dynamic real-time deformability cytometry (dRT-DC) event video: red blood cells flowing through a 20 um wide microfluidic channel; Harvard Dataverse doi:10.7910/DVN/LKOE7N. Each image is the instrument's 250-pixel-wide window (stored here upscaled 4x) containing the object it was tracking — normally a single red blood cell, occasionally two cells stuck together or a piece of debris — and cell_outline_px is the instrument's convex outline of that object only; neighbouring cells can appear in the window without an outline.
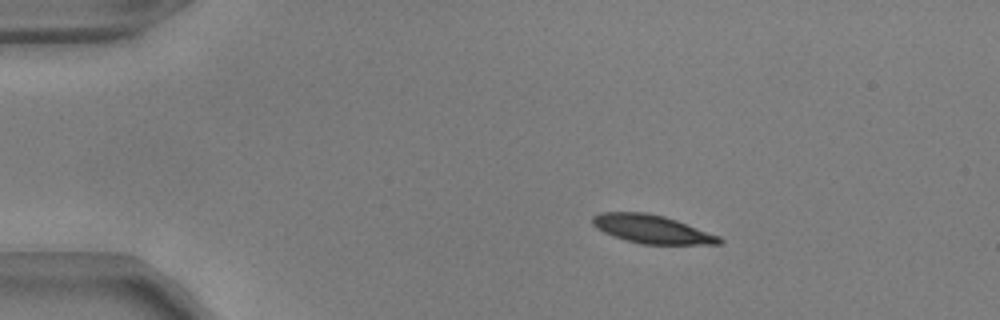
{"species": "common noctule bat (a hibernating species)", "species_latin": "Nyctalus noctula", "temperature_condition": "warm", "stored_images_in_passage": 44, "camera_frame_rate_fps": 3000, "um_per_image_px": 0.085, "animal": {"sex": "male", "body_mass_g": 17.9, "forearm_length_mm": 54.2}, "frame": {"image": 1, "passage_image": 1, "time_ms": 0.0, "image_size_px": [1000, 320], "cell_outline_px": [[724, 240], [720, 244], [640, 244], [612, 236], [596, 228], [592, 224], [592, 216], [600, 212], [648, 212], [664, 216], [676, 220], [720, 236]], "centroid_in_image_um": [55.39, 19.47], "position_along_channel_um": 29.6, "area_um2": 21.04}}
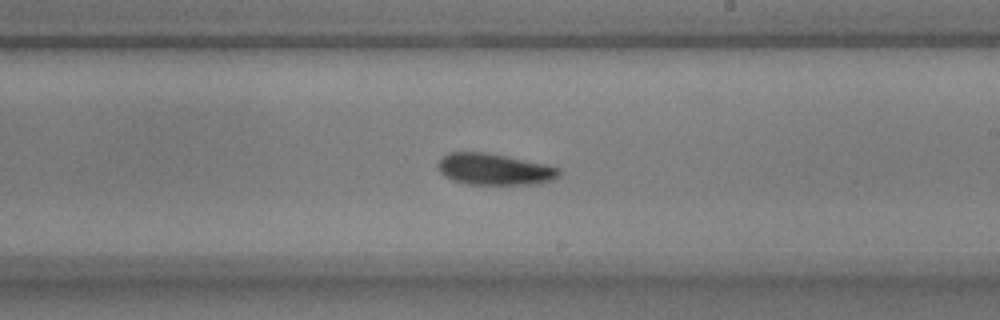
{"frame": {"image": 2, "passage_image": 23, "time_ms": 7.333, "image_size_px": [1000, 320], "cell_outline_px": [[560, 176], [544, 184], [468, 184], [452, 180], [444, 176], [440, 172], [436, 164], [448, 152], [484, 152], [548, 164], [560, 168]], "centroid_in_image_um": [42.05, 14.39], "position_along_channel_um": 246.9, "area_um2": 22.37}}
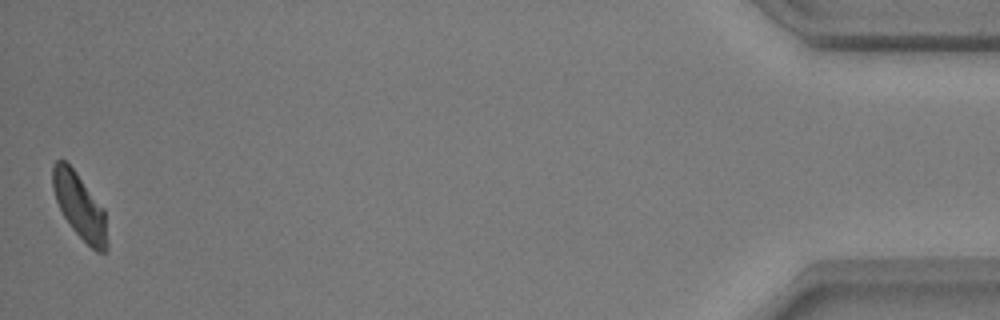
{"frame": {"image": 3, "passage_image": 44, "time_ms": 14.333, "image_size_px": [1000, 320], "cell_outline_px": [[108, 248], [104, 252], [96, 252], [72, 228], [64, 216], [56, 200], [52, 188], [52, 164], [56, 160], [64, 160], [76, 172], [104, 208], [108, 244]], "centroid_in_image_um": [6.77, 17.51], "position_along_channel_um": 428.4, "area_um2": 20.58}, "authors_computed_cell_mechanics": {"area_um2": 21.9062, "velocity_mm_per_s": 3.8223, "shape_relaxation_time_tau1_ms": 4.2809, "shape_relaxation_time_tau2_ms": null, "deformation_change_tau1": 0.1248, "deformation_change_tau2": null}}